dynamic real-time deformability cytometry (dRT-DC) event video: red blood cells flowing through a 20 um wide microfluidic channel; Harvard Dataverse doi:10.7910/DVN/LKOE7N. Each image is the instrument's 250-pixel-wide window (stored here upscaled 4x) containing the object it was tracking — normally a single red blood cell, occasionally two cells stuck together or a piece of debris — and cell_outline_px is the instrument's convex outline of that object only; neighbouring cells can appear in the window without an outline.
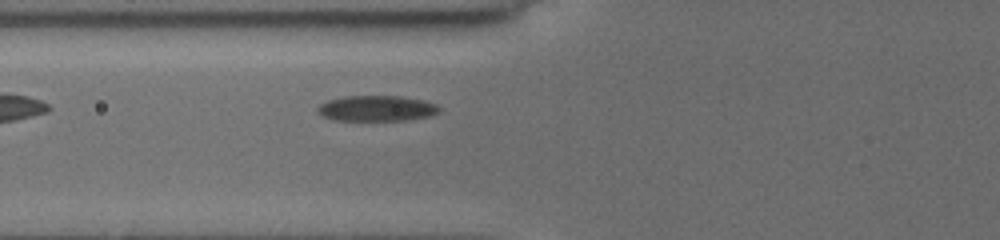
{"species": "common noctule bat (a hibernating species)", "species_latin": "Nyctalus noctula", "temperature_condition": "cold", "stored_images_in_passage": 4, "camera_frame_rate_fps": 3000, "um_per_image_px": 0.085, "animal": {"sex": "female", "body_mass_g": 19.5, "forearm_length_mm": 54.1}, "frame": {"image": 1, "passage_image": 4, "time_ms": 3.333, "image_size_px": [1000, 240], "cell_outline_px": [[440, 112], [428, 116], [408, 120], [332, 120], [324, 116], [316, 108], [320, 104], [328, 100], [344, 96], [400, 96], [424, 100], [436, 104], [440, 108]], "centroid_in_image_um": [32.03, 9.21], "position_along_channel_um": 93.8, "area_um2": 18.09}}